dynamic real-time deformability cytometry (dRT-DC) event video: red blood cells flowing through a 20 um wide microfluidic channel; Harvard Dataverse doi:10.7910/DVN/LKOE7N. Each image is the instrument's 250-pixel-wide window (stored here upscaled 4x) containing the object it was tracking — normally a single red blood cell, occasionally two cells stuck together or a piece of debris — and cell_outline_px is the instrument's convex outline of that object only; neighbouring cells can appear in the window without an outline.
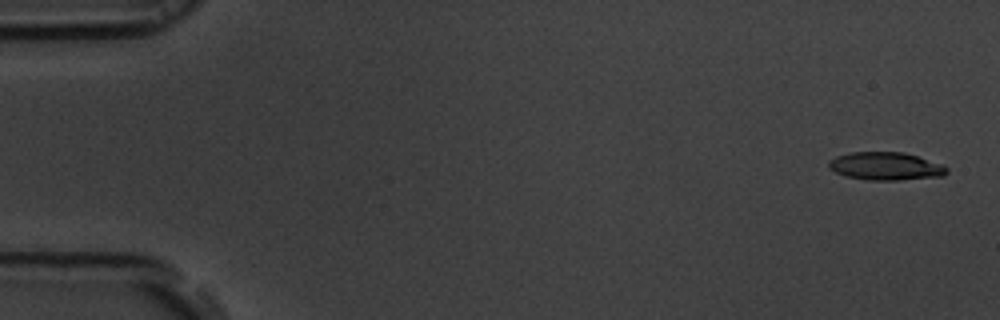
{"species": "common noctule bat (a hibernating species)", "species_latin": "Nyctalus noctula", "temperature_condition": "room temperature", "stored_images_in_passage": 55, "camera_frame_rate_fps": 3000, "um_per_image_px": 0.085, "animal": {"sex": "male", "body_mass_g": 19.5, "forearm_length_mm": 54.6}, "frame": {"image": 1, "passage_image": 2, "time_ms": 0.333, "image_size_px": [1000, 320], "cell_outline_px": [[948, 172], [944, 176], [900, 180], [868, 180], [844, 176], [828, 168], [828, 160], [836, 156], [852, 152], [904, 152], [944, 164], [948, 168]], "centroid_in_image_um": [75.3, 14.13], "position_along_channel_um": 9.7, "area_um2": 19.48}}
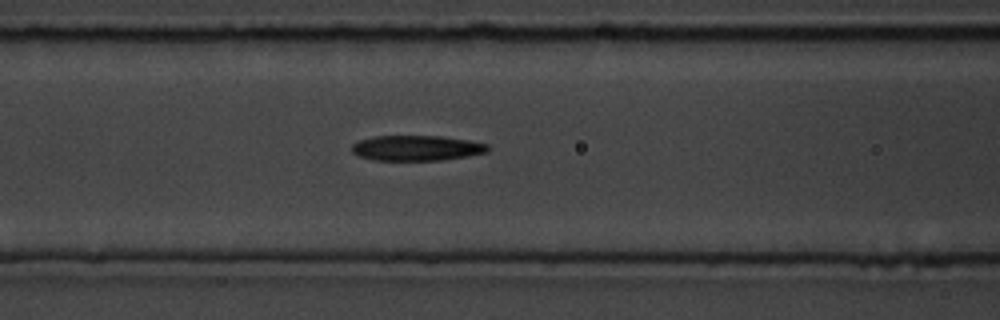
{"frame": {"image": 2, "passage_image": 23, "time_ms": 7.333, "image_size_px": [1000, 320], "cell_outline_px": [[492, 148], [488, 152], [468, 156], [440, 160], [372, 160], [360, 156], [352, 152], [352, 144], [360, 140], [372, 136], [440, 136], [468, 140], [488, 144]], "centroid_in_image_um": [35.44, 12.58], "position_along_channel_um": 131.2, "area_um2": 20.11}}
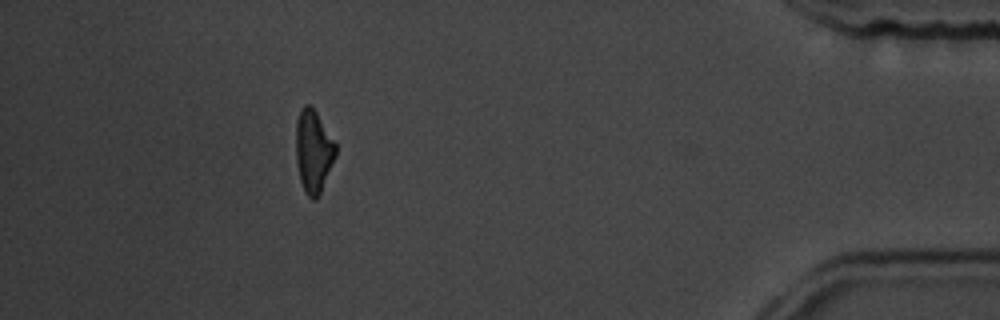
{"frame": {"image": 3, "passage_image": 50, "time_ms": 16.333, "image_size_px": [1000, 320], "cell_outline_px": [[336, 156], [320, 192], [316, 200], [312, 200], [308, 196], [300, 180], [296, 164], [296, 120], [300, 108], [304, 104], [312, 104], [336, 144]], "centroid_in_image_um": [26.62, 12.8], "position_along_channel_um": 408.6, "area_um2": 19.25}, "authors_computed_cell_mechanics": {"area_um2": 20.1144, "velocity_mm_per_s": 3.6789, "shape_relaxation_time_tau1_ms": 4.0846, "shape_relaxation_time_tau2_ms": 3.7473, "deformation_change_tau1": 0.1508, "deformation_change_tau2": 0.1532}}